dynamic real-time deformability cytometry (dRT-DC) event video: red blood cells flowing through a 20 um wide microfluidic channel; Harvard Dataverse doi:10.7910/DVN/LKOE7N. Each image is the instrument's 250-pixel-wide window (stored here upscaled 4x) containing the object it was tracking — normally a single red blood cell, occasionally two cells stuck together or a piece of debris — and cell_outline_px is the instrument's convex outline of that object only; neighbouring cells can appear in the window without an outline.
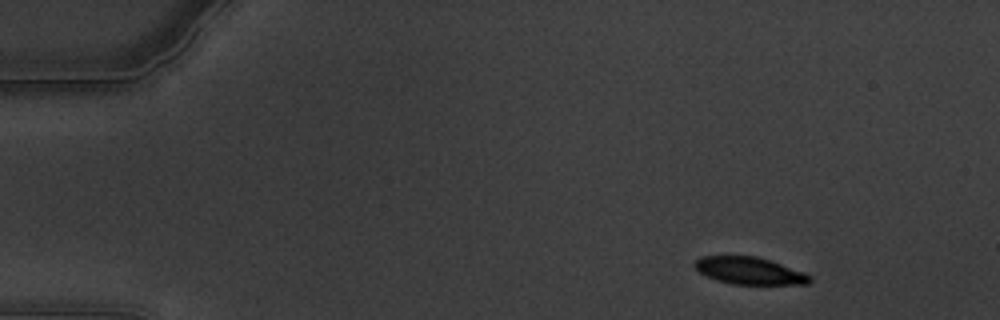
{"species": "common noctule bat (a hibernating species)", "species_latin": "Nyctalus noctula", "temperature_condition": "warm", "stored_images_in_passage": 57, "camera_frame_rate_fps": 3000, "um_per_image_px": 0.085, "animal": {"sex": "male", "body_mass_g": 19.5, "forearm_length_mm": 54.6}, "frame": {"image": 1, "passage_image": 3, "time_ms": 0.667, "image_size_px": [1000, 320], "cell_outline_px": [[812, 280], [808, 284], [732, 284], [716, 280], [700, 272], [692, 264], [700, 256], [756, 256], [804, 272], [812, 276]], "centroid_in_image_um": [63.7, 23.01], "position_along_channel_um": 21.3, "area_um2": 18.09}}
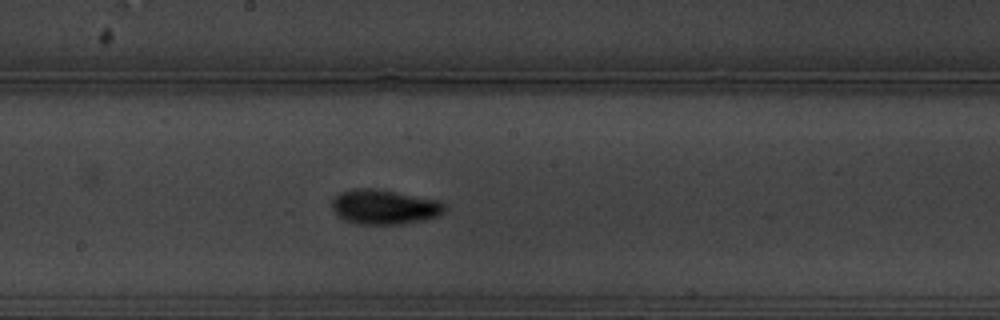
{"frame": {"image": 2, "passage_image": 29, "time_ms": 9.333, "image_size_px": [1000, 320], "cell_outline_px": [[444, 212], [436, 216], [420, 220], [396, 224], [360, 224], [344, 220], [332, 208], [332, 196], [340, 192], [356, 188], [376, 188], [440, 200], [444, 204]], "centroid_in_image_um": [32.63, 17.56], "position_along_channel_um": 215.6, "area_um2": 22.66}}
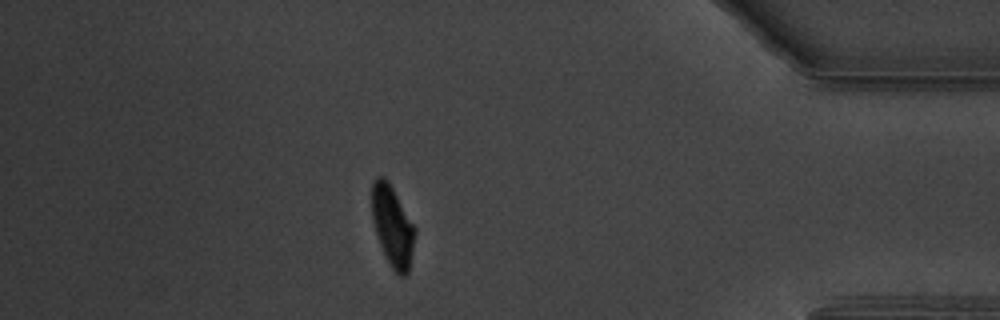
{"frame": {"image": 3, "passage_image": 49, "time_ms": 16.0, "image_size_px": [1000, 320], "cell_outline_px": [[416, 232], [408, 272], [404, 276], [400, 276], [392, 268], [384, 256], [372, 220], [372, 184], [380, 176], [384, 176], [388, 180], [416, 228]], "centroid_in_image_um": [33.37, 19.23], "position_along_channel_um": 401.8, "area_um2": 20.06}, "authors_computed_cell_mechanics": {"area_um2": 20.808, "velocity_mm_per_s": 3.3346, "shape_relaxation_time_tau1_ms": 3.2716, "shape_relaxation_time_tau2_ms": 2.1264, "deformation_change_tau1": 0.1519, "deformation_change_tau2": 0.052}}